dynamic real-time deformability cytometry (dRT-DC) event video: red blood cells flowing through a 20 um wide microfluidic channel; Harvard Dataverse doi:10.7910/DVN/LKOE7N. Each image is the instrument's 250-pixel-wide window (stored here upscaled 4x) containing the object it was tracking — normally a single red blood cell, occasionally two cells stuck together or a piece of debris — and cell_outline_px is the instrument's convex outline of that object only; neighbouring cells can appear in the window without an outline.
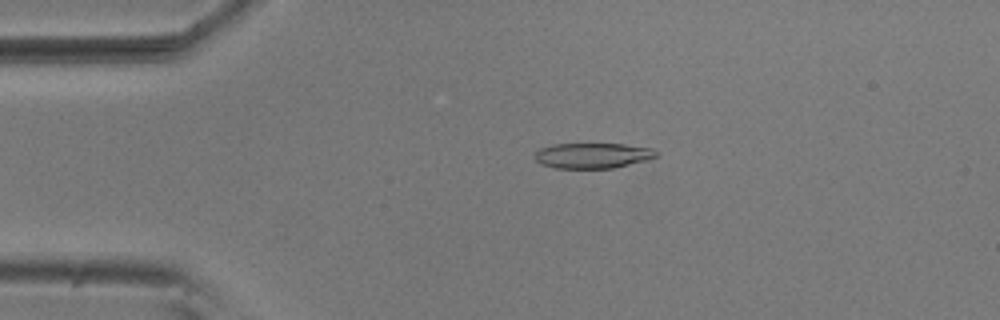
{"species": "common noctule bat (a hibernating species)", "species_latin": "Nyctalus noctula", "temperature_condition": "room temperature", "stored_images_in_passage": 15, "camera_frame_rate_fps": 3000, "um_per_image_px": 0.085, "animal": {"sex": "male", "body_mass_g": 20.5, "forearm_length_mm": 52.5}, "frame": {"image": 1, "passage_image": 8, "time_ms": 2.333, "image_size_px": [1000, 320], "cell_outline_px": [[660, 156], [648, 160], [612, 168], [556, 168], [540, 164], [536, 160], [536, 152], [540, 148], [552, 144], [624, 144], [652, 148], [660, 152]], "centroid_in_image_um": [50.43, 13.22], "position_along_channel_um": 34.6, "area_um2": 18.09}}
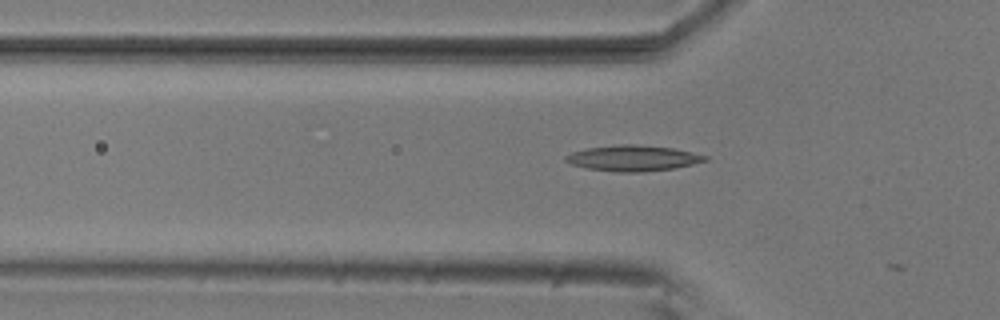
{"frame": {"image": 2, "passage_image": 14, "time_ms": 4.333, "image_size_px": [1000, 320], "cell_outline_px": [[708, 160], [692, 164], [672, 168], [644, 172], [612, 172], [588, 168], [572, 164], [564, 160], [564, 156], [572, 152], [588, 148], [620, 144], [632, 144], [672, 148], [708, 156]], "centroid_in_image_um": [53.78, 13.45], "position_along_channel_um": 72.0, "area_um2": 20.69}}